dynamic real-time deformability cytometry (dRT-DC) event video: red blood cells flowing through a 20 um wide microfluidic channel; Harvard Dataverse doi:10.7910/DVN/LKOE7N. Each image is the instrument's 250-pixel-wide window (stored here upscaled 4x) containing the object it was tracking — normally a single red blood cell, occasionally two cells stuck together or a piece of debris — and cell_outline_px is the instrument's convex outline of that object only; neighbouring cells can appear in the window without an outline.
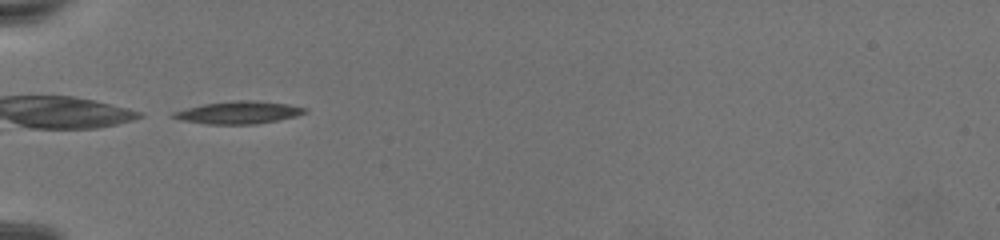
{"species": "common noctule bat (a hibernating species)", "species_latin": "Nyctalus noctula", "temperature_condition": "warm", "stored_images_in_passage": 49, "camera_frame_rate_fps": 3000, "um_per_image_px": 0.085, "animal": {"sex": "female", "body_mass_g": 19.5, "forearm_length_mm": 54.1}, "frame": {"image": 1, "passage_image": 1, "time_ms": 0.0, "image_size_px": [1000, 240], "cell_outline_px": [[308, 112], [296, 116], [256, 124], [208, 124], [180, 120], [172, 116], [172, 112], [204, 104], [236, 100], [252, 100], [288, 104], [308, 108]], "centroid_in_image_um": [20.31, 9.56], "position_along_channel_um": 64.7, "area_um2": 17.11}}
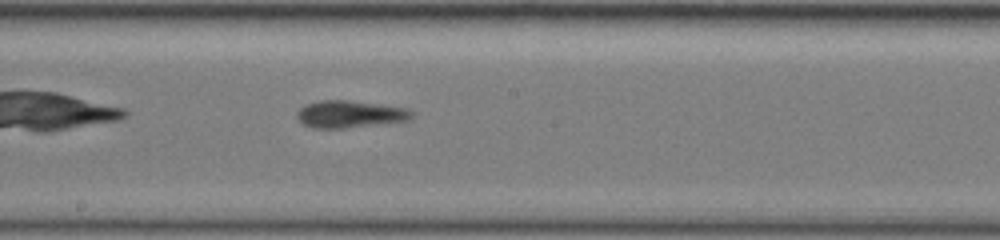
{"frame": {"image": 2, "passage_image": 18, "time_ms": 5.667, "image_size_px": [1000, 240], "cell_outline_px": [[416, 112], [408, 120], [344, 128], [312, 128], [304, 124], [296, 116], [296, 112], [304, 104], [320, 100], [348, 100], [408, 108]], "centroid_in_image_um": [29.72, 9.69], "position_along_channel_um": 218.5, "area_um2": 18.15}}
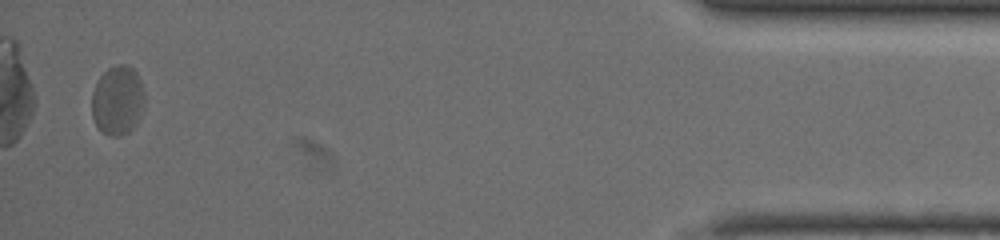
{"frame": {"image": 3, "passage_image": 47, "time_ms": 15.333, "image_size_px": [1000, 240], "cell_outline_px": [[144, 104], [140, 116], [136, 124], [128, 132], [120, 136], [108, 136], [96, 128], [92, 116], [92, 92], [100, 76], [108, 68], [116, 64], [124, 64], [132, 68], [136, 72], [140, 80], [144, 92]], "centroid_in_image_um": [9.98, 8.55], "position_along_channel_um": 425.2, "area_um2": 21.5}}